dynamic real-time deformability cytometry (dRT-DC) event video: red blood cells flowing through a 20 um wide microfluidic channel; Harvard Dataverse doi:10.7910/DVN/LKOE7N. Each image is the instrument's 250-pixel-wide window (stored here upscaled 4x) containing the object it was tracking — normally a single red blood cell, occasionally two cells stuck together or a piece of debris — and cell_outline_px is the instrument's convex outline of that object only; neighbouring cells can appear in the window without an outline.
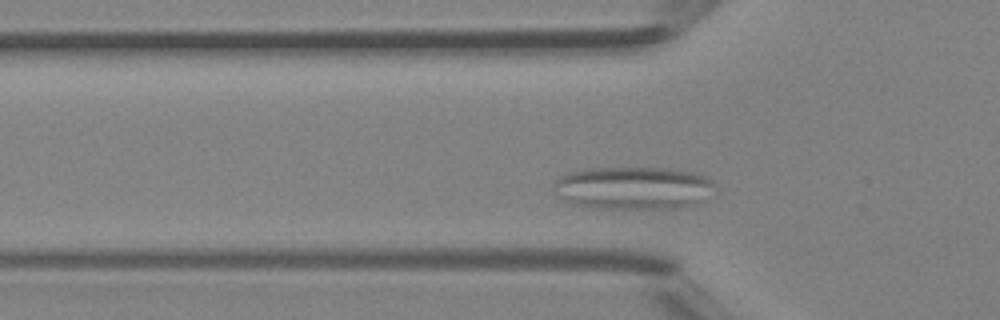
{"species": "Egyptian fruit bat (a non-hibernating species)", "species_latin": "Rousettus aegyptiacus", "temperature_condition": "room temperature", "stored_images_in_passage": 42, "segment_of_instrument_passage": [1, 2], "camera_frame_rate_fps": 3000, "um_per_image_px": 0.085, "animal": {"sex": "female"}, "frame": {"image": 1, "passage_image": 15, "time_ms": 4.667, "image_size_px": [1000, 320], "cell_outline_px": [[712, 184], [700, 200], [696, 204], [680, 208], [592, 208], [576, 204], [564, 200], [556, 196], [552, 188], [552, 184], [560, 176], [568, 172], [592, 168], [672, 168], [692, 172], [708, 176], [712, 180]], "centroid_in_image_um": [53.73, 15.97], "position_along_channel_um": 72.1, "area_um2": 40.0}}
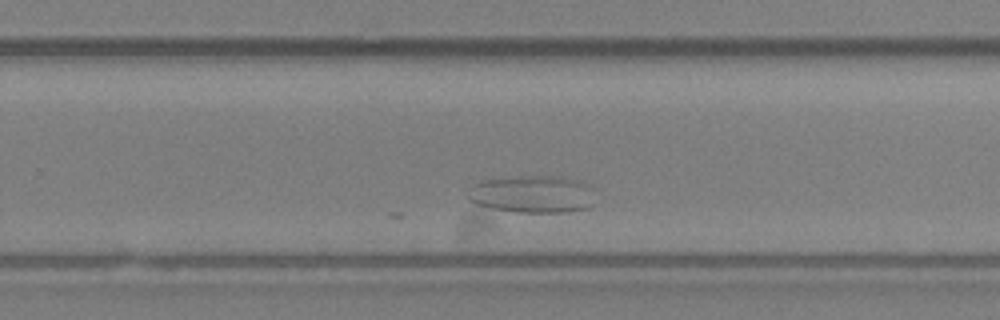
{"frame": {"image": 2, "passage_image": 32, "time_ms": 10.333, "image_size_px": [1000, 320], "cell_outline_px": [[596, 204], [592, 208], [568, 212], [516, 212], [492, 208], [476, 204], [468, 200], [464, 196], [476, 184], [488, 180], [532, 176], [560, 176], [576, 180], [588, 184]], "centroid_in_image_um": [45.32, 16.54], "position_along_channel_um": 284.5, "area_um2": 27.63}}
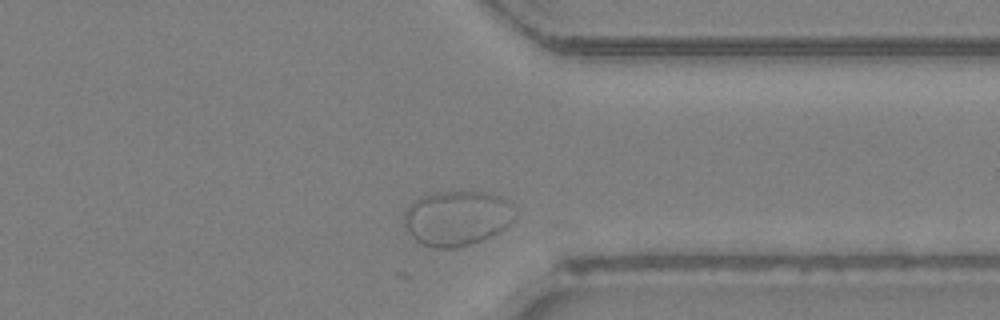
{"frame": {"image": 3, "passage_image": 39, "time_ms": 12.667, "image_size_px": [1000, 320], "cell_outline_px": [[512, 220], [500, 232], [484, 240], [456, 248], [436, 248], [424, 244], [416, 240], [408, 232], [404, 224], [404, 212], [420, 196], [428, 192], [488, 192], [500, 196], [508, 200]], "centroid_in_image_um": [38.8, 18.54], "position_along_channel_um": 372.6, "area_um2": 35.26}}